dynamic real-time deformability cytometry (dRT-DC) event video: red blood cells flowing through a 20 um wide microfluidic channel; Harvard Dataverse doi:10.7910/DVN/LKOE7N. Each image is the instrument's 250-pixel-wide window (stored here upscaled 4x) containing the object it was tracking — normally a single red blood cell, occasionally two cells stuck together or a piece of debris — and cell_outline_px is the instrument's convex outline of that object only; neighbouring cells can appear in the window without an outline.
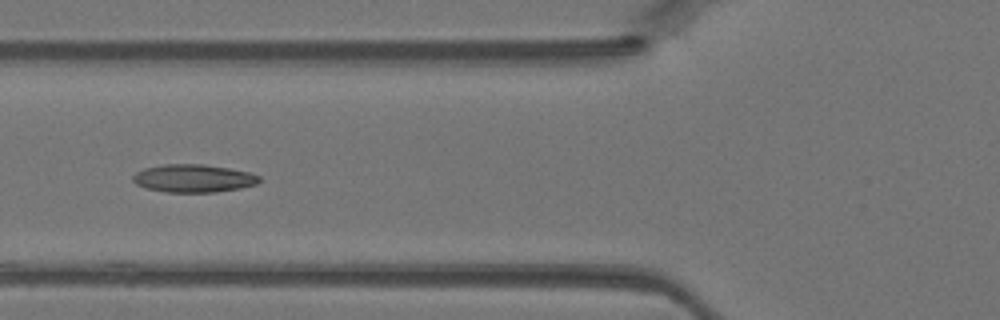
{"species": "Egyptian fruit bat (a non-hibernating species)", "species_latin": "Rousettus aegyptiacus", "temperature_condition": "warm", "stored_images_in_passage": 39, "camera_frame_rate_fps": 3000, "um_per_image_px": 0.085, "animal": {"sex": "female"}, "frame": {"image": 1, "passage_image": 10, "time_ms": 3.0, "image_size_px": [1000, 320], "cell_outline_px": [[260, 180], [256, 184], [240, 188], [212, 192], [164, 192], [148, 188], [136, 184], [132, 180], [132, 176], [136, 172], [144, 168], [164, 164], [204, 164], [228, 168], [248, 172], [260, 176]], "centroid_in_image_um": [16.42, 15.15], "position_along_channel_um": 109.4, "area_um2": 20.46}}
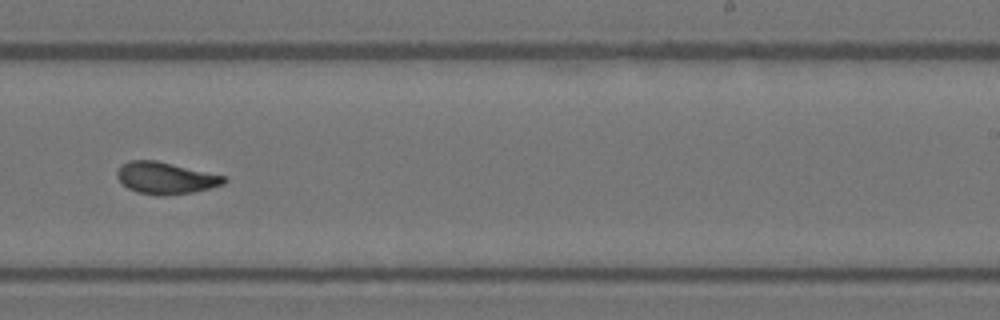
{"frame": {"image": 2, "passage_image": 21, "time_ms": 6.667, "image_size_px": [1000, 320], "cell_outline_px": [[228, 180], [224, 184], [192, 192], [160, 196], [136, 192], [128, 188], [116, 176], [116, 172], [120, 164], [128, 160], [156, 160], [224, 176]], "centroid_in_image_um": [14.03, 15.12], "position_along_channel_um": 275.0, "area_um2": 19.71}}
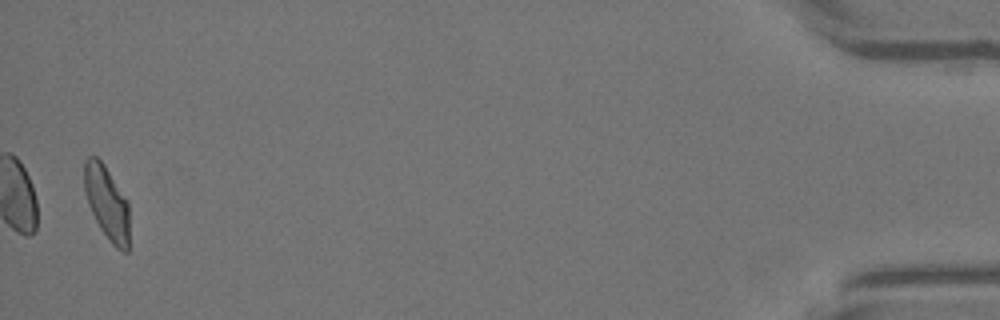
{"frame": {"image": 3, "passage_image": 37, "time_ms": 12.0, "image_size_px": [1000, 320], "cell_outline_px": [[128, 252], [124, 252], [116, 248], [112, 244], [100, 228], [88, 204], [84, 188], [84, 160], [88, 156], [96, 156], [104, 164], [128, 200]], "centroid_in_image_um": [9.08, 17.21], "position_along_channel_um": 426.1, "area_um2": 19.31}}